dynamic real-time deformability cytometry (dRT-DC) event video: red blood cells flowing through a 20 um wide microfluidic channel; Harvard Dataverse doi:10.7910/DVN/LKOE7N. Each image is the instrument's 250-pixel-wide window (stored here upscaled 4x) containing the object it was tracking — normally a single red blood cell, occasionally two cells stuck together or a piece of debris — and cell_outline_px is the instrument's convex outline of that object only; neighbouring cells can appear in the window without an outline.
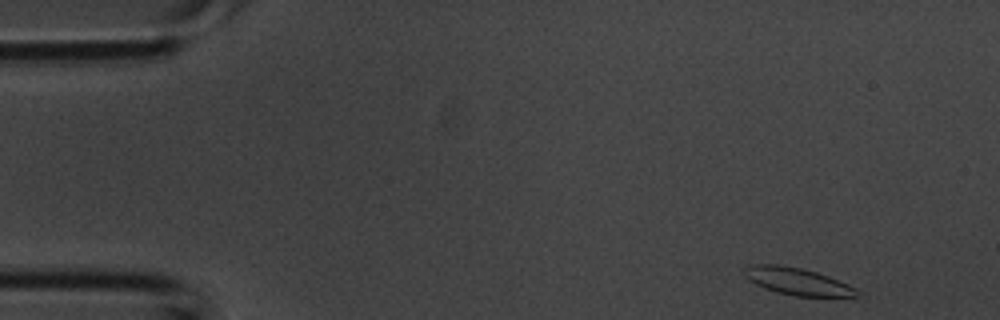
{"species": "common noctule bat (a hibernating species)", "species_latin": "Nyctalus noctula", "temperature_condition": "room temperature", "stored_images_in_passage": 3, "camera_frame_rate_fps": 3000, "um_per_image_px": 0.085, "animal": {"sex": "male", "body_mass_g": 20.1, "forearm_length_mm": 53.5}, "frame": {"image": 1, "passage_image": 1, "time_ms": 0.0, "image_size_px": [1000, 320], "cell_outline_px": [[860, 292], [856, 296], [796, 296], [776, 292], [764, 288], [748, 280], [744, 276], [744, 268], [752, 264], [776, 264], [800, 268], [816, 272], [828, 276], [856, 288]], "centroid_in_image_um": [67.72, 23.91], "position_along_channel_um": 17.3, "area_um2": 17.63}}